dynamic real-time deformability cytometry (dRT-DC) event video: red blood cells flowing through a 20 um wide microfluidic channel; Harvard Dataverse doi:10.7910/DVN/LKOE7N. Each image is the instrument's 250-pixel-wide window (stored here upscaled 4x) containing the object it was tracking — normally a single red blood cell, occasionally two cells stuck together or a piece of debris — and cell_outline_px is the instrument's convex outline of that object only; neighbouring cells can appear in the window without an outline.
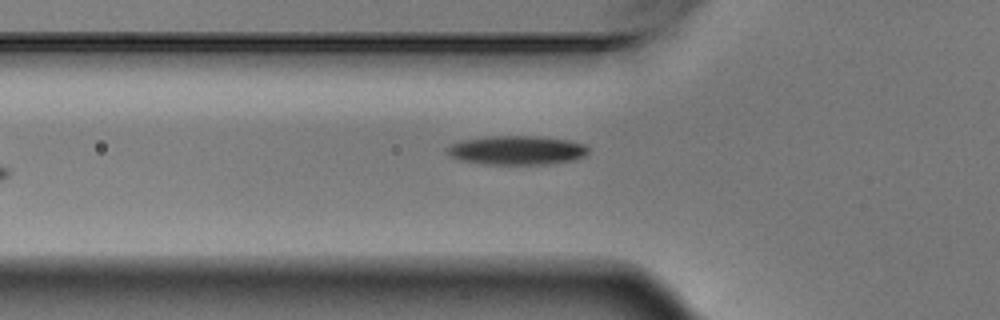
{"species": "Egyptian fruit bat (a non-hibernating species)", "species_latin": "Rousettus aegyptiacus", "temperature_condition": "warm", "stored_images_in_passage": 5, "camera_frame_rate_fps": 3000, "um_per_image_px": 0.085, "animal": {"sex": "male"}, "frame": {"image": 1, "passage_image": 5, "time_ms": 1.333, "image_size_px": [1000, 320], "cell_outline_px": [[588, 152], [584, 156], [572, 160], [548, 164], [484, 164], [464, 160], [452, 156], [448, 152], [448, 148], [452, 144], [464, 140], [488, 136], [536, 136], [568, 140], [584, 144], [588, 148]], "centroid_in_image_um": [43.98, 12.76], "position_along_channel_um": 81.8, "area_um2": 23.47}}